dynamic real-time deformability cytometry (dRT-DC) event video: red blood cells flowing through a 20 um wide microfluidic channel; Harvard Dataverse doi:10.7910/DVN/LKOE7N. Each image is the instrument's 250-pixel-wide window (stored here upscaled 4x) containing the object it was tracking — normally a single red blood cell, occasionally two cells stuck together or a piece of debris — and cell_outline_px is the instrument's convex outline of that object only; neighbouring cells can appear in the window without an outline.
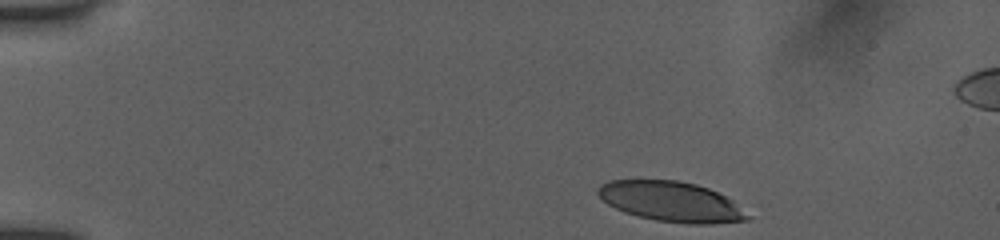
{"species": "human", "species_latin": "Homo sapiens", "temperature_condition": "room temperature", "stored_images_in_passage": 45, "camera_frame_rate_fps": 3000, "um_per_image_px": 0.085, "donor": {"sex": "female"}, "frame": {"image": 1, "passage_image": 1, "time_ms": 0.0, "image_size_px": [1000, 240], "cell_outline_px": [[752, 216], [748, 220], [712, 224], [688, 224], [656, 220], [624, 212], [608, 204], [596, 192], [596, 188], [600, 184], [608, 180], [676, 180], [696, 184], [708, 188], [732, 200]], "centroid_in_image_um": [57.06, 17.14], "position_along_channel_um": 27.9, "area_um2": 34.91}}
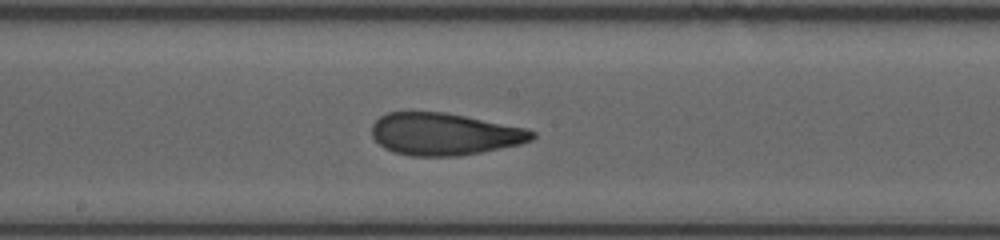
{"frame": {"image": 2, "passage_image": 22, "time_ms": 7.0, "image_size_px": [1000, 240], "cell_outline_px": [[536, 136], [532, 140], [520, 144], [480, 152], [456, 156], [412, 156], [392, 152], [384, 148], [372, 136], [372, 124], [380, 116], [388, 112], [444, 112], [524, 128], [536, 132]], "centroid_in_image_um": [37.74, 11.4], "position_along_channel_um": 210.5, "area_um2": 39.13}}
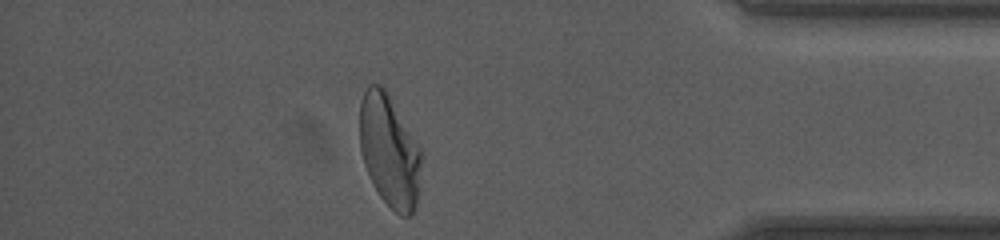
{"frame": {"image": 3, "passage_image": 39, "time_ms": 12.667, "image_size_px": [1000, 240], "cell_outline_px": [[424, 156], [416, 208], [408, 216], [400, 216], [380, 196], [372, 184], [364, 164], [360, 148], [360, 100], [368, 84], [380, 84], [384, 88], [424, 152]], "centroid_in_image_um": [33.13, 12.84], "position_along_channel_um": 402.1, "area_um2": 40.81}, "authors_computed_cell_mechanics": {"area_um2": 39.7664, "velocity_mm_per_s": 3.9087, "shape_relaxation_time_tau1_ms": 6.2965, "shape_relaxation_time_tau2_ms": 1.3176, "deformation_change_tau1": 0.2336, "deformation_change_tau2": 0.0825}}